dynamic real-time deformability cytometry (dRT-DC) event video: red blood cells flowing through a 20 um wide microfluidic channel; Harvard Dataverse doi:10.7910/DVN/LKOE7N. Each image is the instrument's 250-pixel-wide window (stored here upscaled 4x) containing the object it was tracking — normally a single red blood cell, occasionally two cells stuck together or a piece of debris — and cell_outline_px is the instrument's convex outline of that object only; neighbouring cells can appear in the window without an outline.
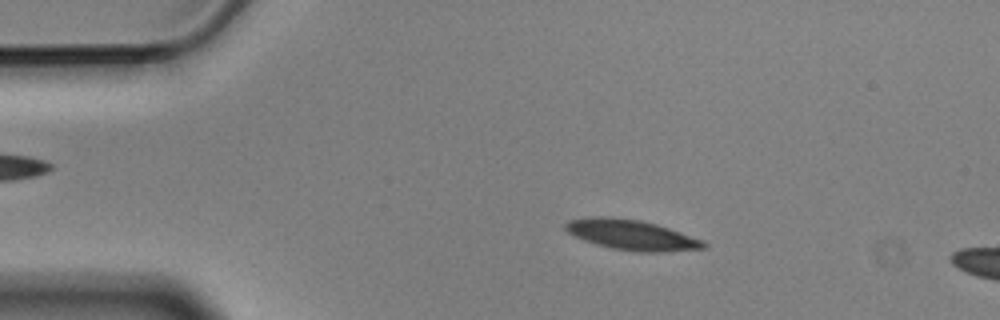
{"species": "Egyptian fruit bat (a non-hibernating species)", "species_latin": "Rousettus aegyptiacus", "temperature_condition": "cold", "stored_images_in_passage": 4, "camera_frame_rate_fps": 3000, "um_per_image_px": 0.085, "animal": {"sex": "male"}, "frame": {"image": 1, "passage_image": 2, "time_ms": 0.333, "image_size_px": [1000, 320], "cell_outline_px": [[708, 244], [704, 248], [664, 252], [636, 252], [612, 248], [596, 244], [584, 240], [568, 232], [564, 228], [564, 224], [568, 220], [596, 216], [604, 216], [640, 220], [656, 224], [704, 240]], "centroid_in_image_um": [53.69, 19.97], "position_along_channel_um": 31.3, "area_um2": 24.22}}